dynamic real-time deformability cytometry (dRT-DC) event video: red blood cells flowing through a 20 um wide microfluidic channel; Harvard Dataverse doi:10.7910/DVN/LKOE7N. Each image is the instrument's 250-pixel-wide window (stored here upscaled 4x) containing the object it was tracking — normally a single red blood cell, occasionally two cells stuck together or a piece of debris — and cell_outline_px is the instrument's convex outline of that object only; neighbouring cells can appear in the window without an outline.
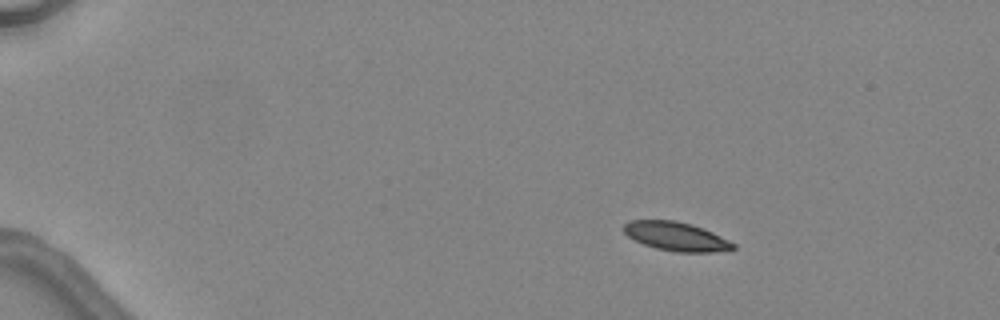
{"species": "common noctule bat (a hibernating species)", "species_latin": "Nyctalus noctula", "temperature_condition": "warm", "stored_images_in_passage": 5, "camera_frame_rate_fps": 3000, "um_per_image_px": 0.085, "animal": {"sex": "female", "body_mass_g": 24.6, "forearm_length_mm": 56.2}, "frame": {"image": 1, "passage_image": 1, "time_ms": 0.0, "image_size_px": [1000, 320], "cell_outline_px": [[736, 248], [716, 252], [676, 252], [656, 248], [644, 244], [628, 236], [624, 232], [624, 224], [628, 220], [676, 220], [692, 224], [704, 228], [736, 244]], "centroid_in_image_um": [57.48, 20.09], "position_along_channel_um": 27.5, "area_um2": 18.38}}